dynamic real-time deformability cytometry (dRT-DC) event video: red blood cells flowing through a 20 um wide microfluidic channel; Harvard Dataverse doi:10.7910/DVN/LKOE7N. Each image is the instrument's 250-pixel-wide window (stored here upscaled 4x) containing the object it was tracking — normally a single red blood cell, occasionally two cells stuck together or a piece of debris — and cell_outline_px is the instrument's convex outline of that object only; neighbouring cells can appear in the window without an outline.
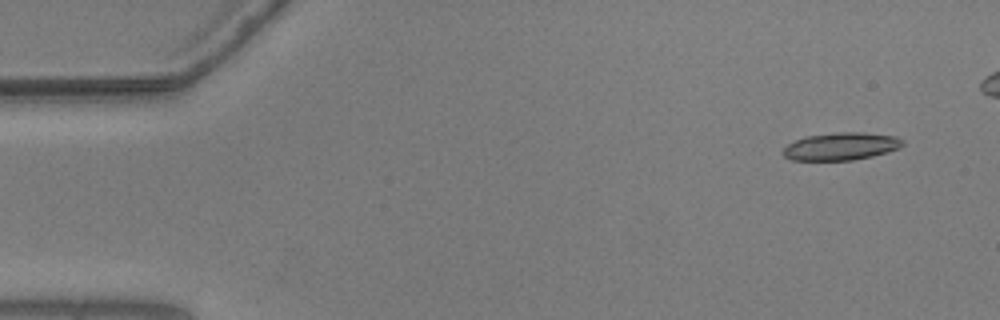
{"species": "common noctule bat (a hibernating species)", "species_latin": "Nyctalus noctula", "temperature_condition": "warm", "stored_images_in_passage": 48, "camera_frame_rate_fps": 3000, "um_per_image_px": 0.085, "animal": {"sex": "male", "body_mass_g": 20.5, "forearm_length_mm": 52.5}, "frame": {"image": 1, "passage_image": 1, "time_ms": 0.0, "image_size_px": [1000, 320], "cell_outline_px": [[904, 144], [900, 148], [872, 156], [852, 160], [792, 160], [784, 156], [780, 152], [788, 144], [796, 140], [808, 136], [840, 132], [864, 132], [896, 136], [904, 140]], "centroid_in_image_um": [71.51, 12.44], "position_along_channel_um": 13.5, "area_um2": 19.19}}
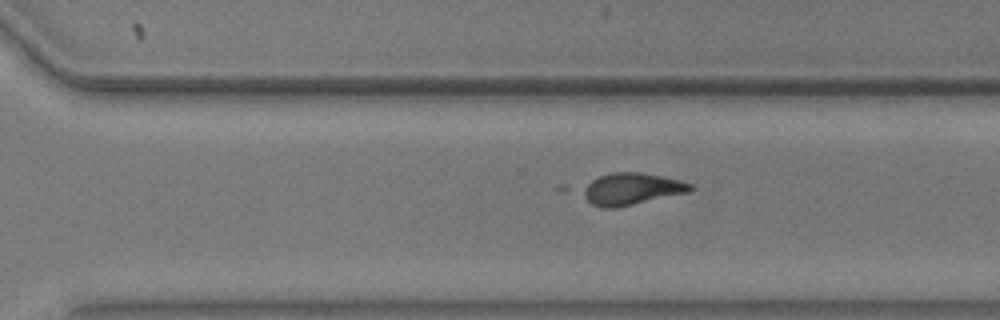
{"frame": {"image": 2, "passage_image": 35, "time_ms": 11.333, "image_size_px": [1000, 320], "cell_outline_px": [[692, 188], [688, 192], [616, 208], [600, 208], [592, 204], [584, 196], [580, 188], [592, 180], [600, 176], [612, 172], [640, 172], [680, 180], [692, 184]], "centroid_in_image_um": [53.63, 16.06], "position_along_channel_um": 317.0, "area_um2": 19.83}}
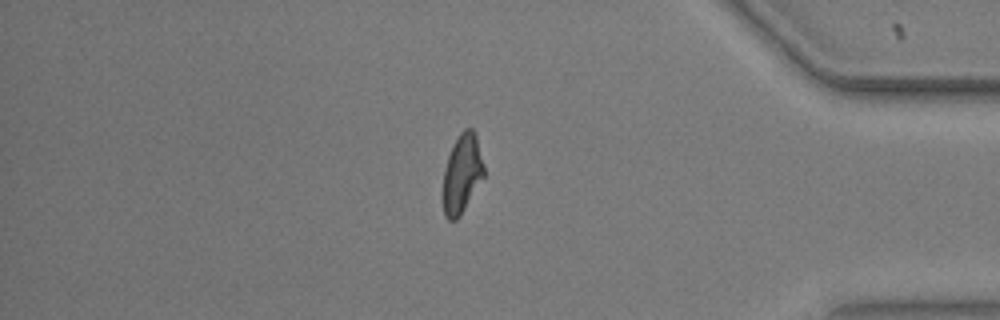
{"frame": {"image": 3, "passage_image": 44, "time_ms": 14.333, "image_size_px": [1000, 320], "cell_outline_px": [[484, 176], [460, 216], [456, 220], [448, 220], [444, 216], [444, 172], [448, 156], [460, 132], [464, 128], [472, 128], [476, 136], [484, 164]], "centroid_in_image_um": [39.29, 14.76], "position_along_channel_um": 395.9, "area_um2": 18.44}}